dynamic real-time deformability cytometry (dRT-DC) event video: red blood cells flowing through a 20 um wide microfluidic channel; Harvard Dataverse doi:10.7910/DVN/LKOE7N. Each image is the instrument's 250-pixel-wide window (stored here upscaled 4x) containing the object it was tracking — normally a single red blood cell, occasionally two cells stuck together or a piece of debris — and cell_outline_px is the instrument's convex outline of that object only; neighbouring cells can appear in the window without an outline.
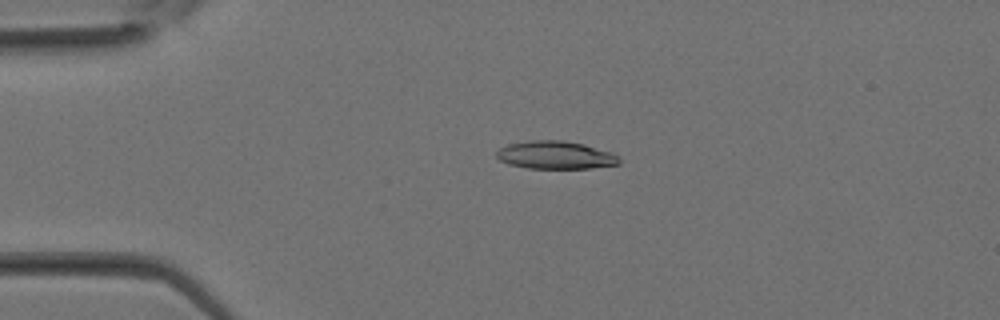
{"species": "Egyptian fruit bat (a non-hibernating species)", "species_latin": "Rousettus aegyptiacus", "temperature_condition": "room temperature", "stored_images_in_passage": 14, "camera_frame_rate_fps": 3000, "um_per_image_px": 0.085, "animal": {"sex": "female"}, "frame": {"image": 1, "passage_image": 7, "time_ms": 2.0, "image_size_px": [1000, 320], "cell_outline_px": [[620, 164], [592, 168], [528, 168], [508, 164], [500, 160], [496, 156], [496, 152], [500, 148], [508, 144], [532, 140], [564, 140], [584, 144], [612, 152], [620, 156]], "centroid_in_image_um": [47.25, 13.18], "position_along_channel_um": 37.8, "area_um2": 20.06}}
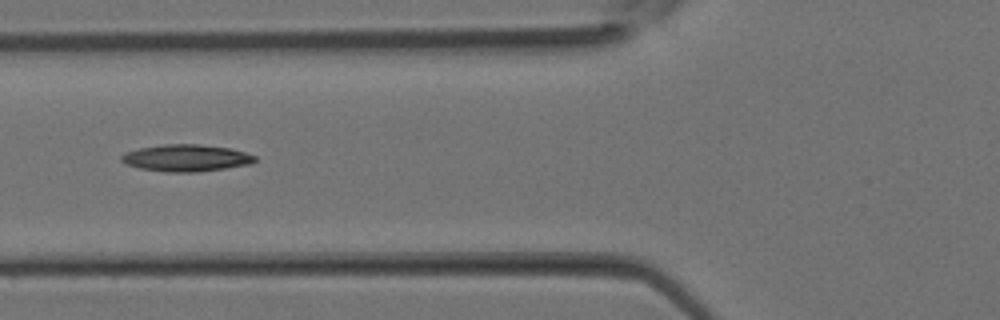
{"frame": {"image": 2, "passage_image": 12, "time_ms": 3.667, "image_size_px": [1000, 320], "cell_outline_px": [[256, 160], [248, 164], [224, 168], [196, 172], [168, 172], [140, 168], [124, 164], [120, 160], [120, 156], [124, 152], [140, 148], [164, 144], [200, 144], [228, 148], [244, 152], [256, 156]], "centroid_in_image_um": [15.76, 13.42], "position_along_channel_um": 110.0, "area_um2": 20.81}}
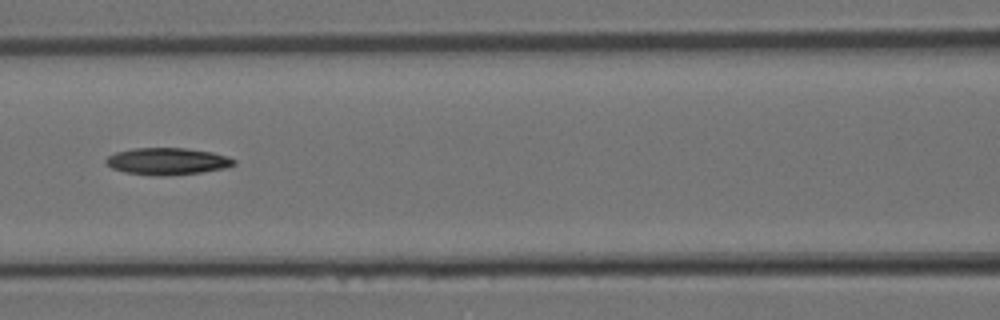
{"frame": {"image": 3, "passage_image": 14, "time_ms": 4.333, "image_size_px": [1000, 320], "cell_outline_px": [[236, 164], [228, 168], [200, 172], [164, 176], [152, 176], [124, 172], [112, 168], [104, 160], [108, 156], [116, 152], [136, 148], [184, 148], [212, 152], [228, 156], [236, 160]], "centroid_in_image_um": [14.25, 13.71], "position_along_channel_um": 152.3, "area_um2": 20.17}}